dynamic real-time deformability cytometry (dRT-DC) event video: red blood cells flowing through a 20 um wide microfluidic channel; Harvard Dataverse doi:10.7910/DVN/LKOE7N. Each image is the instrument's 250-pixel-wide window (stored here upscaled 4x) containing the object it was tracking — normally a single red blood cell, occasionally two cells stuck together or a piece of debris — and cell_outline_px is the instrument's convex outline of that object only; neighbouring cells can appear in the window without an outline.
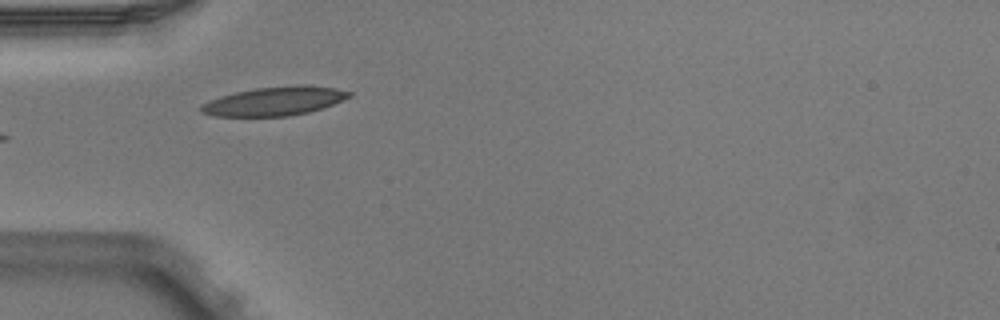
{"species": "Egyptian fruit bat (a non-hibernating species)", "species_latin": "Rousettus aegyptiacus", "temperature_condition": "warm", "stored_images_in_passage": 5, "camera_frame_rate_fps": 3000, "um_per_image_px": 0.085, "animal": {"sex": "male"}, "frame": {"image": 1, "passage_image": 5, "time_ms": 1.333, "image_size_px": [1000, 320], "cell_outline_px": [[352, 96], [344, 100], [308, 112], [288, 116], [216, 116], [200, 112], [200, 108], [204, 104], [212, 100], [236, 92], [256, 88], [304, 84], [336, 88], [352, 92]], "centroid_in_image_um": [23.4, 8.59], "position_along_channel_um": 61.6, "area_um2": 24.51}}